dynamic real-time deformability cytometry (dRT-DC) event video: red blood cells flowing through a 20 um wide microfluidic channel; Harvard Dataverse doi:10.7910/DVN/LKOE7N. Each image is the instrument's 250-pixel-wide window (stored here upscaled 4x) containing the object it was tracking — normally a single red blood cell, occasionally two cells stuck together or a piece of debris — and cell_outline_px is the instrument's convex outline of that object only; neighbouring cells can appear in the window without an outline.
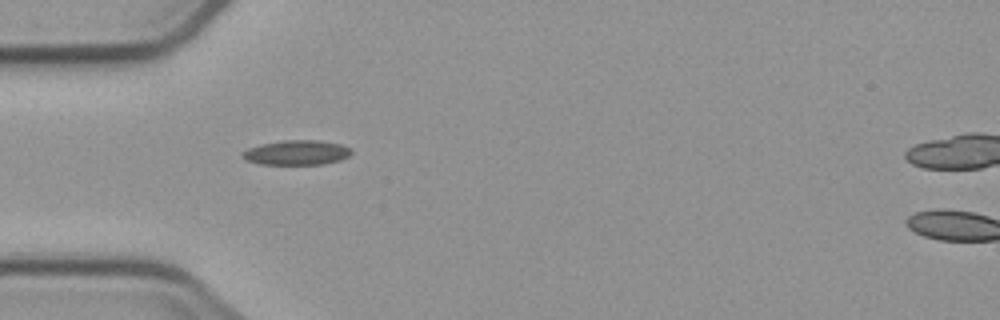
{"species": "common noctule bat (a hibernating species)", "species_latin": "Nyctalus noctula", "temperature_condition": "cold", "stored_images_in_passage": 2, "camera_frame_rate_fps": 3000, "um_per_image_px": 0.085, "animal": {"sex": "male", "body_mass_g": 23.1, "forearm_length_mm": 52.7}, "frame": {"image": 1, "passage_image": 1, "time_ms": 0.0, "image_size_px": [1000, 320], "cell_outline_px": [[352, 152], [348, 156], [340, 160], [324, 164], [260, 164], [244, 160], [240, 156], [240, 152], [248, 148], [260, 144], [284, 140], [316, 140], [340, 144], [352, 148]], "centroid_in_image_um": [25.17, 12.97], "position_along_channel_um": 59.8, "area_um2": 15.84}}
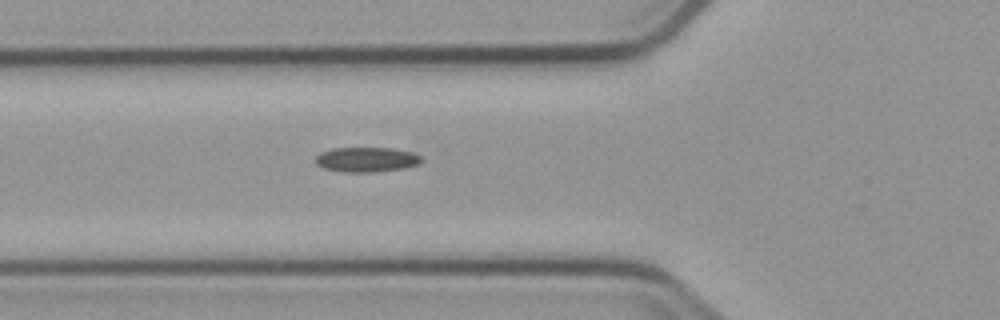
{"frame": {"image": 2, "passage_image": 2, "time_ms": 1.0, "image_size_px": [1000, 320], "cell_outline_px": [[420, 164], [404, 168], [372, 172], [344, 172], [324, 168], [316, 164], [316, 156], [320, 152], [332, 148], [392, 148], [412, 152], [420, 156]], "centroid_in_image_um": [31.13, 13.56], "position_along_channel_um": 94.7, "area_um2": 15.26}}